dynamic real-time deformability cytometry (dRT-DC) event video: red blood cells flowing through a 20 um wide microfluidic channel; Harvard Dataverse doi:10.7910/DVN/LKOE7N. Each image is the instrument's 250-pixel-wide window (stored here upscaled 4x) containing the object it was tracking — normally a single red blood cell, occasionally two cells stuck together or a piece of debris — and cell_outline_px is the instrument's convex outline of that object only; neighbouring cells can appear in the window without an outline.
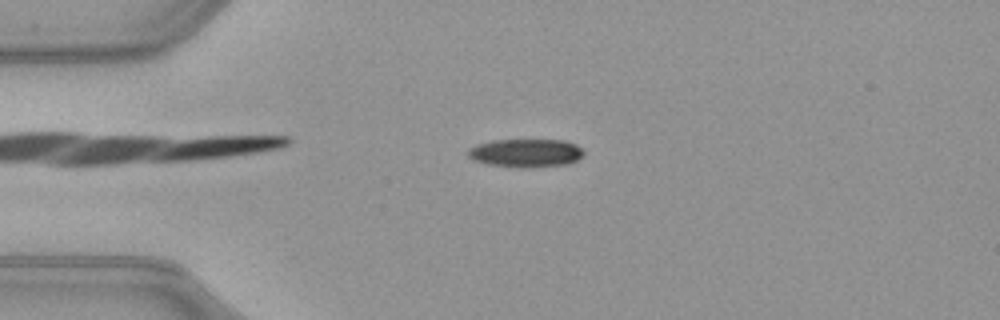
{"species": "common noctule bat (a hibernating species)", "species_latin": "Nyctalus noctula", "temperature_condition": "warm", "stored_images_in_passage": 51, "camera_frame_rate_fps": 3000, "um_per_image_px": 0.085, "animal": {"sex": "female", "body_mass_g": 21.9}, "frame": {"image": 1, "passage_image": 12, "time_ms": 3.667, "image_size_px": [1000, 320], "cell_outline_px": [[584, 156], [568, 164], [528, 168], [516, 168], [484, 164], [472, 160], [468, 156], [468, 148], [476, 144], [492, 140], [564, 140], [576, 144], [584, 152]], "centroid_in_image_um": [44.66, 13.02], "position_along_channel_um": 40.3, "area_um2": 19.48}}
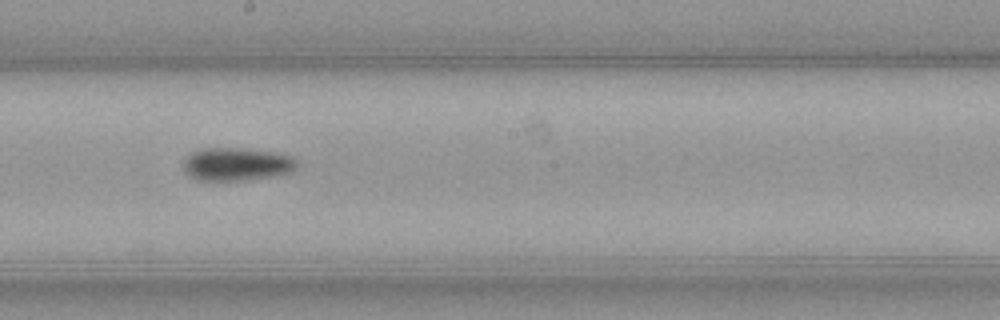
{"frame": {"image": 2, "passage_image": 28, "time_ms": 9.0, "image_size_px": [1000, 320], "cell_outline_px": [[296, 168], [292, 172], [272, 176], [244, 180], [196, 180], [188, 176], [184, 172], [184, 160], [192, 152], [200, 148], [240, 148], [272, 152], [292, 156], [296, 160]], "centroid_in_image_um": [20.09, 13.96], "position_along_channel_um": 228.1, "area_um2": 21.85}}
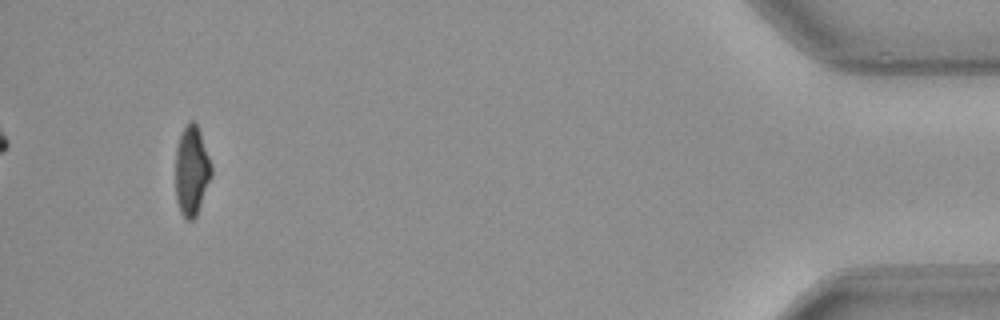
{"frame": {"image": 3, "passage_image": 48, "time_ms": 15.667, "image_size_px": [1000, 320], "cell_outline_px": [[212, 176], [196, 216], [192, 220], [188, 220], [180, 212], [176, 200], [176, 148], [180, 132], [192, 120], [196, 124], [200, 132], [212, 168]], "centroid_in_image_um": [16.28, 14.53], "position_along_channel_um": 418.9, "area_um2": 18.55}, "authors_computed_cell_mechanics": {"area_um2": 19.941, "velocity_mm_per_s": 4.0403, "shape_relaxation_time_tau1_ms": 7.0484, "shape_relaxation_time_tau2_ms": null, "deformation_change_tau1": 0.1781, "deformation_change_tau2": null}}